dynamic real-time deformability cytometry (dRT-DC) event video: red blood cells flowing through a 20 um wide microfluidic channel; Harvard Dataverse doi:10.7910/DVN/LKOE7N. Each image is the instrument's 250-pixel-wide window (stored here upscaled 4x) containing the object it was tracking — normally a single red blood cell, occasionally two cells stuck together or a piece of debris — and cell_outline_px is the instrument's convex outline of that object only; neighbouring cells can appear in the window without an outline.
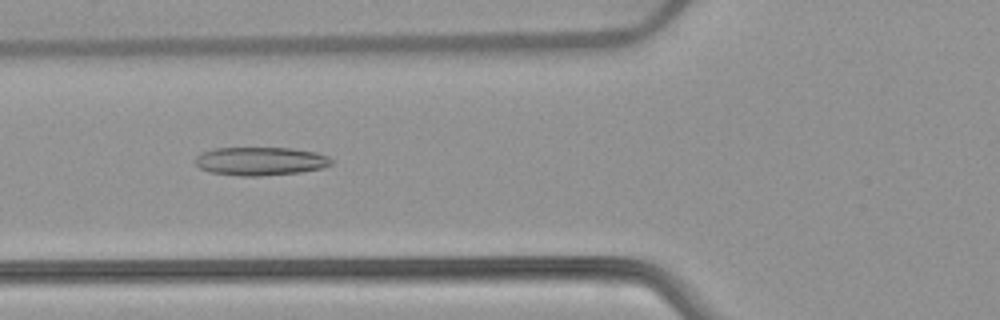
{"species": "common noctule bat (a hibernating species)", "species_latin": "Nyctalus noctula", "temperature_condition": "warm", "stored_images_in_passage": 33, "camera_frame_rate_fps": 3000, "um_per_image_px": 0.085, "animal": {"sex": "female", "body_mass_g": 22.7, "forearm_length_mm": 54.2}, "frame": {"image": 1, "passage_image": 7, "time_ms": 2.0, "image_size_px": [1000, 320], "cell_outline_px": [[332, 164], [324, 168], [300, 172], [260, 176], [240, 176], [208, 172], [200, 168], [196, 164], [196, 156], [200, 152], [212, 148], [292, 148], [316, 152], [328, 156], [332, 160]], "centroid_in_image_um": [22.13, 13.7], "position_along_channel_um": 103.7, "area_um2": 22.72}}
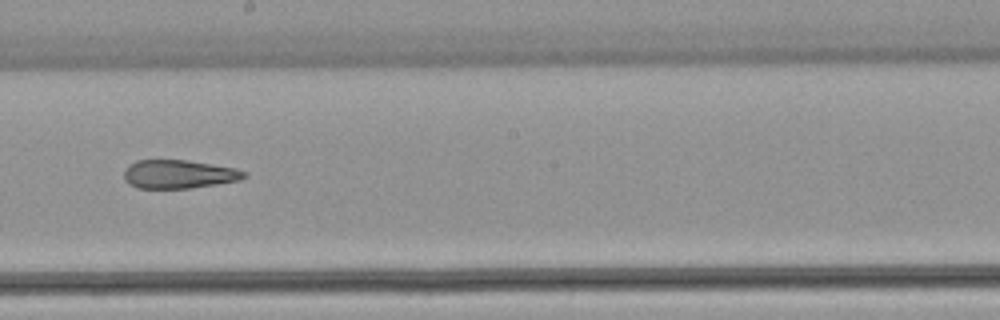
{"frame": {"image": 2, "passage_image": 17, "time_ms": 5.333, "image_size_px": [1000, 320], "cell_outline_px": [[248, 176], [240, 180], [216, 184], [188, 188], [136, 188], [128, 184], [124, 180], [124, 168], [128, 164], [136, 160], [188, 160], [236, 168], [248, 172]], "centroid_in_image_um": [15.18, 14.8], "position_along_channel_um": 233.0, "area_um2": 20.23}}
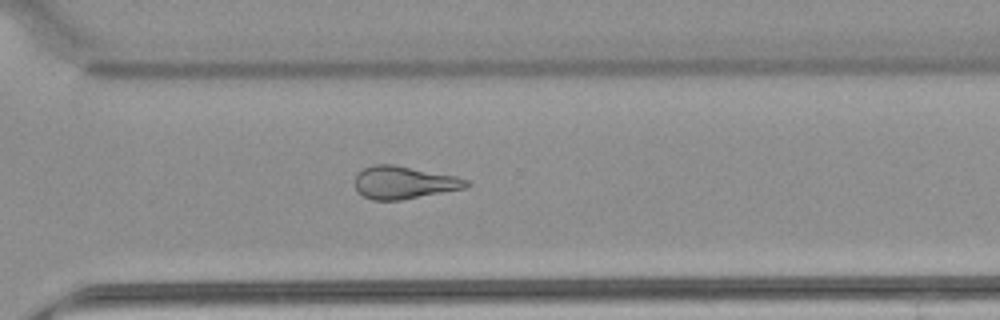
{"frame": {"image": 3, "passage_image": 25, "time_ms": 8.0, "image_size_px": [1000, 320], "cell_outline_px": [[472, 184], [464, 188], [400, 200], [372, 200], [364, 196], [356, 188], [356, 172], [364, 168], [376, 164], [392, 164], [456, 176], [468, 180]], "centroid_in_image_um": [34.34, 15.51], "position_along_channel_um": 336.3, "area_um2": 20.98}, "authors_computed_cell_mechanics": {"area_um2": 21.386, "velocity_mm_per_s": 3.8754, "shape_relaxation_time_tau1_ms": null, "shape_relaxation_time_tau2_ms": 4.063, "deformation_change_tau1": null, "deformation_change_tau2": 0.1481}}